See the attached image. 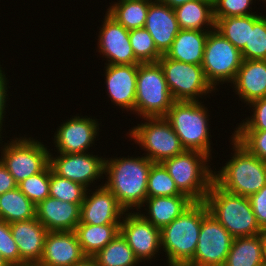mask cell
Returning a JSON list of instances; mask_svg holds the SVG:
<instances>
[{
    "mask_svg": "<svg viewBox=\"0 0 266 266\" xmlns=\"http://www.w3.org/2000/svg\"><path fill=\"white\" fill-rule=\"evenodd\" d=\"M153 162L145 156L105 159L104 186L116 197L119 205L129 209L143 207L147 198L148 176ZM135 207V208H133Z\"/></svg>",
    "mask_w": 266,
    "mask_h": 266,
    "instance_id": "obj_1",
    "label": "cell"
},
{
    "mask_svg": "<svg viewBox=\"0 0 266 266\" xmlns=\"http://www.w3.org/2000/svg\"><path fill=\"white\" fill-rule=\"evenodd\" d=\"M234 154L225 166L214 171L213 181L227 192L249 197L266 185V162L251 154L231 137Z\"/></svg>",
    "mask_w": 266,
    "mask_h": 266,
    "instance_id": "obj_2",
    "label": "cell"
},
{
    "mask_svg": "<svg viewBox=\"0 0 266 266\" xmlns=\"http://www.w3.org/2000/svg\"><path fill=\"white\" fill-rule=\"evenodd\" d=\"M208 212L234 237L262 234L248 197L233 194L214 181L205 197Z\"/></svg>",
    "mask_w": 266,
    "mask_h": 266,
    "instance_id": "obj_3",
    "label": "cell"
},
{
    "mask_svg": "<svg viewBox=\"0 0 266 266\" xmlns=\"http://www.w3.org/2000/svg\"><path fill=\"white\" fill-rule=\"evenodd\" d=\"M202 219L203 201H194L170 224L160 229L161 248L166 252L168 266L189 264L193 260Z\"/></svg>",
    "mask_w": 266,
    "mask_h": 266,
    "instance_id": "obj_4",
    "label": "cell"
},
{
    "mask_svg": "<svg viewBox=\"0 0 266 266\" xmlns=\"http://www.w3.org/2000/svg\"><path fill=\"white\" fill-rule=\"evenodd\" d=\"M207 111L201 101H174L164 117L185 150L199 151L211 158Z\"/></svg>",
    "mask_w": 266,
    "mask_h": 266,
    "instance_id": "obj_5",
    "label": "cell"
},
{
    "mask_svg": "<svg viewBox=\"0 0 266 266\" xmlns=\"http://www.w3.org/2000/svg\"><path fill=\"white\" fill-rule=\"evenodd\" d=\"M209 161L210 157L202 152L184 150L161 164L183 194L193 201H204L213 182L214 171L208 165Z\"/></svg>",
    "mask_w": 266,
    "mask_h": 266,
    "instance_id": "obj_6",
    "label": "cell"
},
{
    "mask_svg": "<svg viewBox=\"0 0 266 266\" xmlns=\"http://www.w3.org/2000/svg\"><path fill=\"white\" fill-rule=\"evenodd\" d=\"M173 102L160 63H139L135 114L142 118L164 117Z\"/></svg>",
    "mask_w": 266,
    "mask_h": 266,
    "instance_id": "obj_7",
    "label": "cell"
},
{
    "mask_svg": "<svg viewBox=\"0 0 266 266\" xmlns=\"http://www.w3.org/2000/svg\"><path fill=\"white\" fill-rule=\"evenodd\" d=\"M242 61L241 51L217 30L208 33L201 66L206 80L214 90H217L216 86L221 82L233 83Z\"/></svg>",
    "mask_w": 266,
    "mask_h": 266,
    "instance_id": "obj_8",
    "label": "cell"
},
{
    "mask_svg": "<svg viewBox=\"0 0 266 266\" xmlns=\"http://www.w3.org/2000/svg\"><path fill=\"white\" fill-rule=\"evenodd\" d=\"M143 119L146 122L129 129V137L147 152L145 157L153 163H161L185 150L165 117Z\"/></svg>",
    "mask_w": 266,
    "mask_h": 266,
    "instance_id": "obj_9",
    "label": "cell"
},
{
    "mask_svg": "<svg viewBox=\"0 0 266 266\" xmlns=\"http://www.w3.org/2000/svg\"><path fill=\"white\" fill-rule=\"evenodd\" d=\"M5 144L1 147L0 161L17 184L31 175L42 172L49 165L50 151L33 137L15 138Z\"/></svg>",
    "mask_w": 266,
    "mask_h": 266,
    "instance_id": "obj_10",
    "label": "cell"
},
{
    "mask_svg": "<svg viewBox=\"0 0 266 266\" xmlns=\"http://www.w3.org/2000/svg\"><path fill=\"white\" fill-rule=\"evenodd\" d=\"M160 63L167 87L174 101H199L214 91L205 78L201 65L176 61L162 55Z\"/></svg>",
    "mask_w": 266,
    "mask_h": 266,
    "instance_id": "obj_11",
    "label": "cell"
},
{
    "mask_svg": "<svg viewBox=\"0 0 266 266\" xmlns=\"http://www.w3.org/2000/svg\"><path fill=\"white\" fill-rule=\"evenodd\" d=\"M234 237L208 212L203 201V219L191 266H224Z\"/></svg>",
    "mask_w": 266,
    "mask_h": 266,
    "instance_id": "obj_12",
    "label": "cell"
},
{
    "mask_svg": "<svg viewBox=\"0 0 266 266\" xmlns=\"http://www.w3.org/2000/svg\"><path fill=\"white\" fill-rule=\"evenodd\" d=\"M124 217L120 223V233L139 262L150 261L162 250L160 228L147 221L139 212H125Z\"/></svg>",
    "mask_w": 266,
    "mask_h": 266,
    "instance_id": "obj_13",
    "label": "cell"
},
{
    "mask_svg": "<svg viewBox=\"0 0 266 266\" xmlns=\"http://www.w3.org/2000/svg\"><path fill=\"white\" fill-rule=\"evenodd\" d=\"M49 154V165L51 170L64 178L90 187V184L101 179L104 174L105 158L85 153H59L58 157Z\"/></svg>",
    "mask_w": 266,
    "mask_h": 266,
    "instance_id": "obj_14",
    "label": "cell"
},
{
    "mask_svg": "<svg viewBox=\"0 0 266 266\" xmlns=\"http://www.w3.org/2000/svg\"><path fill=\"white\" fill-rule=\"evenodd\" d=\"M102 24L98 35V52L107 58V64H139L129 40V30L107 12Z\"/></svg>",
    "mask_w": 266,
    "mask_h": 266,
    "instance_id": "obj_15",
    "label": "cell"
},
{
    "mask_svg": "<svg viewBox=\"0 0 266 266\" xmlns=\"http://www.w3.org/2000/svg\"><path fill=\"white\" fill-rule=\"evenodd\" d=\"M86 117L74 116L59 126L53 140L57 153L88 152L98 136L100 124L97 119Z\"/></svg>",
    "mask_w": 266,
    "mask_h": 266,
    "instance_id": "obj_16",
    "label": "cell"
},
{
    "mask_svg": "<svg viewBox=\"0 0 266 266\" xmlns=\"http://www.w3.org/2000/svg\"><path fill=\"white\" fill-rule=\"evenodd\" d=\"M91 194L88 188L80 206V222L92 225L120 224L126 212L103 184ZM89 194V195H88Z\"/></svg>",
    "mask_w": 266,
    "mask_h": 266,
    "instance_id": "obj_17",
    "label": "cell"
},
{
    "mask_svg": "<svg viewBox=\"0 0 266 266\" xmlns=\"http://www.w3.org/2000/svg\"><path fill=\"white\" fill-rule=\"evenodd\" d=\"M84 255L75 231H48L40 266H73Z\"/></svg>",
    "mask_w": 266,
    "mask_h": 266,
    "instance_id": "obj_18",
    "label": "cell"
},
{
    "mask_svg": "<svg viewBox=\"0 0 266 266\" xmlns=\"http://www.w3.org/2000/svg\"><path fill=\"white\" fill-rule=\"evenodd\" d=\"M105 65V83L111 102L135 112L138 64Z\"/></svg>",
    "mask_w": 266,
    "mask_h": 266,
    "instance_id": "obj_19",
    "label": "cell"
},
{
    "mask_svg": "<svg viewBox=\"0 0 266 266\" xmlns=\"http://www.w3.org/2000/svg\"><path fill=\"white\" fill-rule=\"evenodd\" d=\"M144 28L152 36L157 50L165 55L180 30L174 10L153 0L149 5Z\"/></svg>",
    "mask_w": 266,
    "mask_h": 266,
    "instance_id": "obj_20",
    "label": "cell"
},
{
    "mask_svg": "<svg viewBox=\"0 0 266 266\" xmlns=\"http://www.w3.org/2000/svg\"><path fill=\"white\" fill-rule=\"evenodd\" d=\"M36 219L48 231H75L80 222V206L48 196L36 205Z\"/></svg>",
    "mask_w": 266,
    "mask_h": 266,
    "instance_id": "obj_21",
    "label": "cell"
},
{
    "mask_svg": "<svg viewBox=\"0 0 266 266\" xmlns=\"http://www.w3.org/2000/svg\"><path fill=\"white\" fill-rule=\"evenodd\" d=\"M9 226L18 246L20 258L26 264H38L43 255L48 230L36 218L12 222Z\"/></svg>",
    "mask_w": 266,
    "mask_h": 266,
    "instance_id": "obj_22",
    "label": "cell"
},
{
    "mask_svg": "<svg viewBox=\"0 0 266 266\" xmlns=\"http://www.w3.org/2000/svg\"><path fill=\"white\" fill-rule=\"evenodd\" d=\"M235 94L248 105L266 97V60H243L232 83Z\"/></svg>",
    "mask_w": 266,
    "mask_h": 266,
    "instance_id": "obj_23",
    "label": "cell"
},
{
    "mask_svg": "<svg viewBox=\"0 0 266 266\" xmlns=\"http://www.w3.org/2000/svg\"><path fill=\"white\" fill-rule=\"evenodd\" d=\"M209 32L180 29L165 56L176 61L201 65Z\"/></svg>",
    "mask_w": 266,
    "mask_h": 266,
    "instance_id": "obj_24",
    "label": "cell"
},
{
    "mask_svg": "<svg viewBox=\"0 0 266 266\" xmlns=\"http://www.w3.org/2000/svg\"><path fill=\"white\" fill-rule=\"evenodd\" d=\"M194 201L187 195L159 196L146 198L147 213H140L155 227L163 228L177 218ZM149 215V216H148Z\"/></svg>",
    "mask_w": 266,
    "mask_h": 266,
    "instance_id": "obj_25",
    "label": "cell"
},
{
    "mask_svg": "<svg viewBox=\"0 0 266 266\" xmlns=\"http://www.w3.org/2000/svg\"><path fill=\"white\" fill-rule=\"evenodd\" d=\"M173 10L180 29L200 31H212L215 29L213 0H193ZM205 27L208 29H204Z\"/></svg>",
    "mask_w": 266,
    "mask_h": 266,
    "instance_id": "obj_26",
    "label": "cell"
},
{
    "mask_svg": "<svg viewBox=\"0 0 266 266\" xmlns=\"http://www.w3.org/2000/svg\"><path fill=\"white\" fill-rule=\"evenodd\" d=\"M264 265L263 234L234 238L224 266Z\"/></svg>",
    "mask_w": 266,
    "mask_h": 266,
    "instance_id": "obj_27",
    "label": "cell"
},
{
    "mask_svg": "<svg viewBox=\"0 0 266 266\" xmlns=\"http://www.w3.org/2000/svg\"><path fill=\"white\" fill-rule=\"evenodd\" d=\"M120 232V224L92 225L79 223L75 233L86 257H93Z\"/></svg>",
    "mask_w": 266,
    "mask_h": 266,
    "instance_id": "obj_28",
    "label": "cell"
},
{
    "mask_svg": "<svg viewBox=\"0 0 266 266\" xmlns=\"http://www.w3.org/2000/svg\"><path fill=\"white\" fill-rule=\"evenodd\" d=\"M36 218V205L17 187L0 195V219L7 223Z\"/></svg>",
    "mask_w": 266,
    "mask_h": 266,
    "instance_id": "obj_29",
    "label": "cell"
},
{
    "mask_svg": "<svg viewBox=\"0 0 266 266\" xmlns=\"http://www.w3.org/2000/svg\"><path fill=\"white\" fill-rule=\"evenodd\" d=\"M153 0H119L107 13L127 30L144 28L149 5Z\"/></svg>",
    "mask_w": 266,
    "mask_h": 266,
    "instance_id": "obj_30",
    "label": "cell"
},
{
    "mask_svg": "<svg viewBox=\"0 0 266 266\" xmlns=\"http://www.w3.org/2000/svg\"><path fill=\"white\" fill-rule=\"evenodd\" d=\"M93 258L98 266H136L140 263L120 232Z\"/></svg>",
    "mask_w": 266,
    "mask_h": 266,
    "instance_id": "obj_31",
    "label": "cell"
},
{
    "mask_svg": "<svg viewBox=\"0 0 266 266\" xmlns=\"http://www.w3.org/2000/svg\"><path fill=\"white\" fill-rule=\"evenodd\" d=\"M215 30L230 41L240 51L249 44L250 15L227 18H214Z\"/></svg>",
    "mask_w": 266,
    "mask_h": 266,
    "instance_id": "obj_32",
    "label": "cell"
},
{
    "mask_svg": "<svg viewBox=\"0 0 266 266\" xmlns=\"http://www.w3.org/2000/svg\"><path fill=\"white\" fill-rule=\"evenodd\" d=\"M243 60H266V17L250 15L249 44L241 50Z\"/></svg>",
    "mask_w": 266,
    "mask_h": 266,
    "instance_id": "obj_33",
    "label": "cell"
},
{
    "mask_svg": "<svg viewBox=\"0 0 266 266\" xmlns=\"http://www.w3.org/2000/svg\"><path fill=\"white\" fill-rule=\"evenodd\" d=\"M86 191L87 188L82 184L55 174L50 167V197L81 206Z\"/></svg>",
    "mask_w": 266,
    "mask_h": 266,
    "instance_id": "obj_34",
    "label": "cell"
},
{
    "mask_svg": "<svg viewBox=\"0 0 266 266\" xmlns=\"http://www.w3.org/2000/svg\"><path fill=\"white\" fill-rule=\"evenodd\" d=\"M183 194L161 163H153L148 176L147 198Z\"/></svg>",
    "mask_w": 266,
    "mask_h": 266,
    "instance_id": "obj_35",
    "label": "cell"
},
{
    "mask_svg": "<svg viewBox=\"0 0 266 266\" xmlns=\"http://www.w3.org/2000/svg\"><path fill=\"white\" fill-rule=\"evenodd\" d=\"M129 40L134 55L140 63L158 62L162 56L157 50L152 36L145 28L130 30Z\"/></svg>",
    "mask_w": 266,
    "mask_h": 266,
    "instance_id": "obj_36",
    "label": "cell"
},
{
    "mask_svg": "<svg viewBox=\"0 0 266 266\" xmlns=\"http://www.w3.org/2000/svg\"><path fill=\"white\" fill-rule=\"evenodd\" d=\"M18 188L35 205L49 196L50 190V165L42 172L31 175L18 184Z\"/></svg>",
    "mask_w": 266,
    "mask_h": 266,
    "instance_id": "obj_37",
    "label": "cell"
},
{
    "mask_svg": "<svg viewBox=\"0 0 266 266\" xmlns=\"http://www.w3.org/2000/svg\"><path fill=\"white\" fill-rule=\"evenodd\" d=\"M232 136L251 154L266 162V130H234Z\"/></svg>",
    "mask_w": 266,
    "mask_h": 266,
    "instance_id": "obj_38",
    "label": "cell"
},
{
    "mask_svg": "<svg viewBox=\"0 0 266 266\" xmlns=\"http://www.w3.org/2000/svg\"><path fill=\"white\" fill-rule=\"evenodd\" d=\"M0 255L9 266H20L26 263L20 258L16 241L12 237L9 223L0 219Z\"/></svg>",
    "mask_w": 266,
    "mask_h": 266,
    "instance_id": "obj_39",
    "label": "cell"
},
{
    "mask_svg": "<svg viewBox=\"0 0 266 266\" xmlns=\"http://www.w3.org/2000/svg\"><path fill=\"white\" fill-rule=\"evenodd\" d=\"M252 3L253 0H213V17L227 18L255 14L256 12L250 10Z\"/></svg>",
    "mask_w": 266,
    "mask_h": 266,
    "instance_id": "obj_40",
    "label": "cell"
},
{
    "mask_svg": "<svg viewBox=\"0 0 266 266\" xmlns=\"http://www.w3.org/2000/svg\"><path fill=\"white\" fill-rule=\"evenodd\" d=\"M253 107V114L240 123L236 130H266V97L257 99L248 104Z\"/></svg>",
    "mask_w": 266,
    "mask_h": 266,
    "instance_id": "obj_41",
    "label": "cell"
},
{
    "mask_svg": "<svg viewBox=\"0 0 266 266\" xmlns=\"http://www.w3.org/2000/svg\"><path fill=\"white\" fill-rule=\"evenodd\" d=\"M248 198L256 220L260 228L264 231L266 229V185Z\"/></svg>",
    "mask_w": 266,
    "mask_h": 266,
    "instance_id": "obj_42",
    "label": "cell"
},
{
    "mask_svg": "<svg viewBox=\"0 0 266 266\" xmlns=\"http://www.w3.org/2000/svg\"><path fill=\"white\" fill-rule=\"evenodd\" d=\"M17 187L15 179L0 161V195Z\"/></svg>",
    "mask_w": 266,
    "mask_h": 266,
    "instance_id": "obj_43",
    "label": "cell"
},
{
    "mask_svg": "<svg viewBox=\"0 0 266 266\" xmlns=\"http://www.w3.org/2000/svg\"><path fill=\"white\" fill-rule=\"evenodd\" d=\"M1 66V65H0ZM2 67H0V135H1V131H2V125H3V118L4 117V113L6 112L5 110V107H6V98L8 96L7 94V90H8V87H7V78H6V74H4L3 70H1Z\"/></svg>",
    "mask_w": 266,
    "mask_h": 266,
    "instance_id": "obj_44",
    "label": "cell"
},
{
    "mask_svg": "<svg viewBox=\"0 0 266 266\" xmlns=\"http://www.w3.org/2000/svg\"><path fill=\"white\" fill-rule=\"evenodd\" d=\"M157 2L163 3L175 9L176 7L183 5L184 3L193 1V0H156Z\"/></svg>",
    "mask_w": 266,
    "mask_h": 266,
    "instance_id": "obj_45",
    "label": "cell"
},
{
    "mask_svg": "<svg viewBox=\"0 0 266 266\" xmlns=\"http://www.w3.org/2000/svg\"><path fill=\"white\" fill-rule=\"evenodd\" d=\"M73 266H98V264L93 257H85L81 262Z\"/></svg>",
    "mask_w": 266,
    "mask_h": 266,
    "instance_id": "obj_46",
    "label": "cell"
},
{
    "mask_svg": "<svg viewBox=\"0 0 266 266\" xmlns=\"http://www.w3.org/2000/svg\"><path fill=\"white\" fill-rule=\"evenodd\" d=\"M263 252H264V260L266 264V229L263 231Z\"/></svg>",
    "mask_w": 266,
    "mask_h": 266,
    "instance_id": "obj_47",
    "label": "cell"
},
{
    "mask_svg": "<svg viewBox=\"0 0 266 266\" xmlns=\"http://www.w3.org/2000/svg\"><path fill=\"white\" fill-rule=\"evenodd\" d=\"M0 266H9L7 264V262L2 258V256L0 255Z\"/></svg>",
    "mask_w": 266,
    "mask_h": 266,
    "instance_id": "obj_48",
    "label": "cell"
},
{
    "mask_svg": "<svg viewBox=\"0 0 266 266\" xmlns=\"http://www.w3.org/2000/svg\"><path fill=\"white\" fill-rule=\"evenodd\" d=\"M20 266H40L38 264H25V265H20Z\"/></svg>",
    "mask_w": 266,
    "mask_h": 266,
    "instance_id": "obj_49",
    "label": "cell"
},
{
    "mask_svg": "<svg viewBox=\"0 0 266 266\" xmlns=\"http://www.w3.org/2000/svg\"><path fill=\"white\" fill-rule=\"evenodd\" d=\"M176 266H191L189 264H183V265H176Z\"/></svg>",
    "mask_w": 266,
    "mask_h": 266,
    "instance_id": "obj_50",
    "label": "cell"
}]
</instances>
